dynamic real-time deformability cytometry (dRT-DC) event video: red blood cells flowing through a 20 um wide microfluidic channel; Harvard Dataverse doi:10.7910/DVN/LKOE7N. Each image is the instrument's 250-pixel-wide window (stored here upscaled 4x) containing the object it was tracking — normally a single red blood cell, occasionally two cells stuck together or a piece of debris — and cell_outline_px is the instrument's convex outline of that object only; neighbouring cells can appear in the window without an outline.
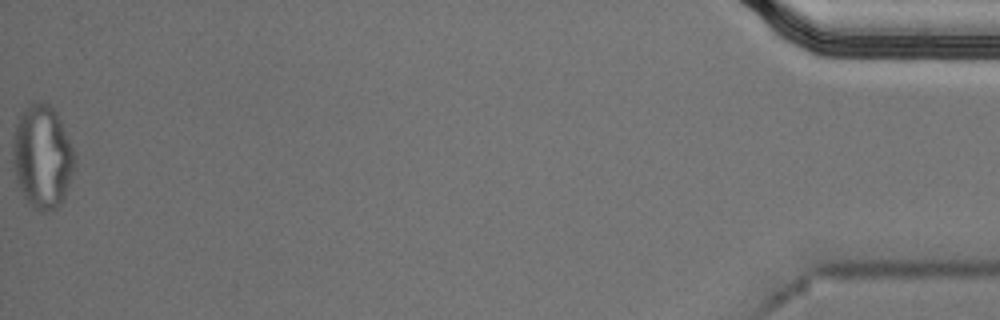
{"species": "Egyptian fruit bat (a non-hibernating species)", "species_latin": "Rousettus aegyptiacus", "temperature_condition": "cold", "stored_images_in_passage": 55, "segment_of_instrument_passage": [2, 2], "camera_frame_rate_fps": 3000, "um_per_image_px": 0.085, "animal": {"sex": "male"}, "frame": {"image": 1, "passage_image": 55, "time_ms": 18.0, "image_size_px": [1000, 320], "cell_outline_px": [[76, 168], [64, 200], [52, 212], [40, 212], [28, 204], [16, 180], [12, 164], [12, 140], [16, 124], [20, 112], [24, 108], [32, 104], [48, 104], [56, 112], [76, 152]], "centroid_in_image_um": [3.62, 13.38], "position_along_channel_um": 431.6, "area_um2": 37.97}}